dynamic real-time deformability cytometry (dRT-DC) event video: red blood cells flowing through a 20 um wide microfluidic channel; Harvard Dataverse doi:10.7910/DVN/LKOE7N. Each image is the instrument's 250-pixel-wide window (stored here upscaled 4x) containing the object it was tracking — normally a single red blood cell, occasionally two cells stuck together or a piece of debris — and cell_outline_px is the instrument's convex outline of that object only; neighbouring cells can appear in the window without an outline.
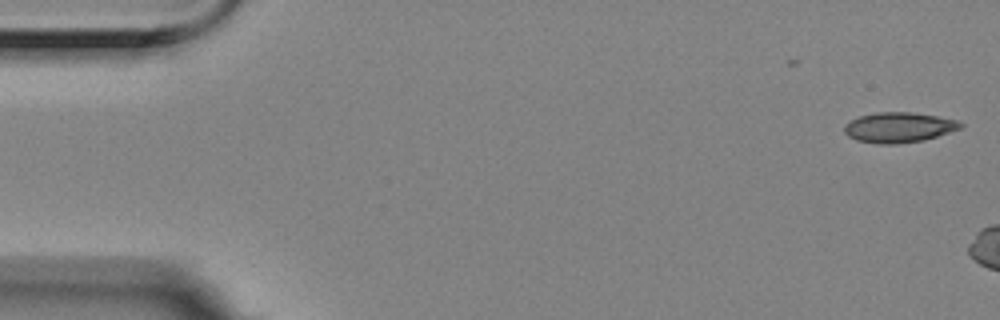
{"species": "Egyptian fruit bat (a non-hibernating species)", "species_latin": "Rousettus aegyptiacus", "temperature_condition": "room temperature", "stored_images_in_passage": 6, "camera_frame_rate_fps": 3000, "um_per_image_px": 0.085, "animal": {"sex": "female"}, "frame": {"image": 1, "passage_image": 1, "time_ms": 0.0, "image_size_px": [1000, 320], "cell_outline_px": [[964, 124], [960, 128], [924, 140], [896, 144], [876, 144], [856, 140], [848, 136], [844, 132], [844, 124], [860, 116], [876, 112], [912, 112], [936, 116], [956, 120]], "centroid_in_image_um": [76.36, 10.83], "position_along_channel_um": 8.6, "area_um2": 20.35}}